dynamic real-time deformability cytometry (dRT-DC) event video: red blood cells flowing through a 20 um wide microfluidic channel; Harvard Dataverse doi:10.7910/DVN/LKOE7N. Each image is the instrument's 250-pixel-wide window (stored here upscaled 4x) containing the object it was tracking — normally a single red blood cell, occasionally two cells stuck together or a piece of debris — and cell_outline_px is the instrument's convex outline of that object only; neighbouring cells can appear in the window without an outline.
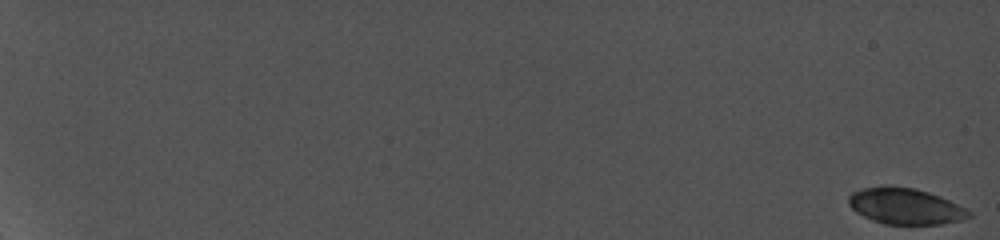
{"species": "common noctule bat (a hibernating species)", "species_latin": "Nyctalus noctula", "temperature_condition": "cold", "stored_images_in_passage": 69, "camera_frame_rate_fps": 5000, "um_per_image_px": 0.085, "animal": {"sex": "female", "body_mass_g": 19.0, "forearm_length_mm": 56.7}, "frame": {"image": 1, "passage_image": 1, "time_ms": 0.0, "image_size_px": [1000, 240], "cell_outline_px": [[972, 216], [964, 220], [940, 224], [884, 224], [872, 220], [856, 212], [848, 204], [848, 196], [852, 192], [860, 188], [884, 184], [888, 184], [916, 188], [940, 196], [972, 212]], "centroid_in_image_um": [76.92, 17.5], "position_along_channel_um": 8.1, "area_um2": 25.72}}
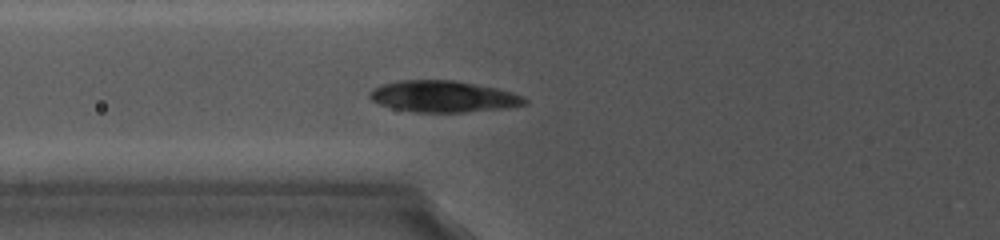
{"frame": {"image": 2, "passage_image": 36, "time_ms": 9.4, "image_size_px": [1000, 240], "cell_outline_px": [[528, 104], [508, 108], [464, 112], [416, 112], [392, 108], [380, 104], [372, 100], [368, 96], [368, 92], [372, 88], [384, 84], [400, 80], [452, 80], [496, 88], [512, 92], [524, 96], [528, 100]], "centroid_in_image_um": [37.7, 8.21], "position_along_channel_um": 88.1, "area_um2": 28.44}}
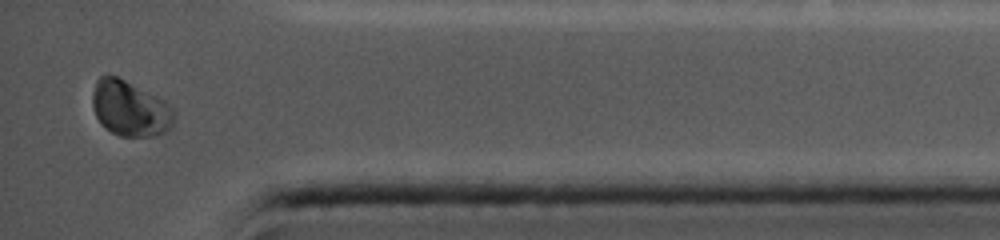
{"frame": {"image": 3, "passage_image": 69, "time_ms": 18.4, "image_size_px": [1000, 240], "cell_outline_px": [[176, 120], [164, 132], [156, 136], [120, 136], [112, 132], [100, 124], [92, 108], [92, 92], [96, 80], [100, 76], [116, 76], [164, 100], [176, 116]], "centroid_in_image_um": [11.02, 9.24], "position_along_channel_um": 424.2, "area_um2": 26.18}, "authors_computed_cell_mechanics": {"area_um2": 25.721, "velocity_mm_per_s": 3.7786, "shape_relaxation_time_tau1_ms": 2.8469, "shape_relaxation_time_tau2_ms": null, "deformation_change_tau1": 0.196, "deformation_change_tau2": null}}